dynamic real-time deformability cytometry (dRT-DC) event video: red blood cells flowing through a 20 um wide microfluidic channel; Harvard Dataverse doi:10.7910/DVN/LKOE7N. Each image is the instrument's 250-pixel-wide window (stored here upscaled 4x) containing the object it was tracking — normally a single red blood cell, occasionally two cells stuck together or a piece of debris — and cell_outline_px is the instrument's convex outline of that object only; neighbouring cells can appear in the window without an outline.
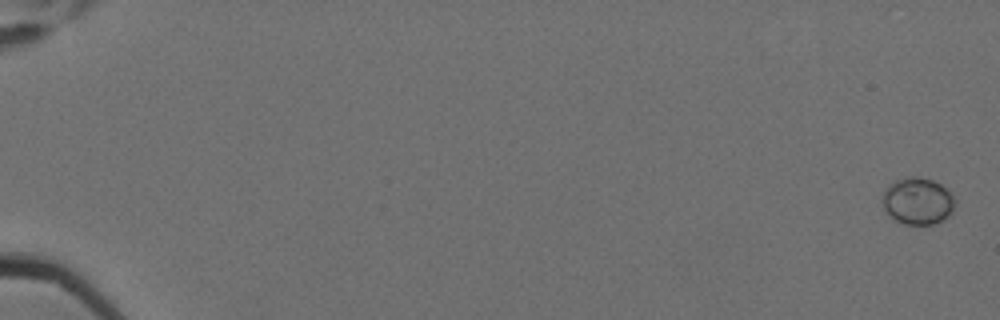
{"species": "Egyptian fruit bat (a non-hibernating species)", "species_latin": "Rousettus aegyptiacus", "temperature_condition": "cold", "stored_images_in_passage": 8, "camera_frame_rate_fps": 3000, "um_per_image_px": 0.085, "animal": {"sex": "female"}, "frame": {"image": 1, "passage_image": 1, "time_ms": 0.0, "image_size_px": [1000, 320], "cell_outline_px": [[956, 204], [952, 212], [944, 220], [936, 224], [904, 224], [892, 220], [884, 212], [880, 200], [880, 196], [888, 184], [904, 176], [916, 176], [932, 180], [940, 184], [956, 200]], "centroid_in_image_um": [77.93, 17.1], "position_along_channel_um": 7.1, "area_um2": 20.46}}
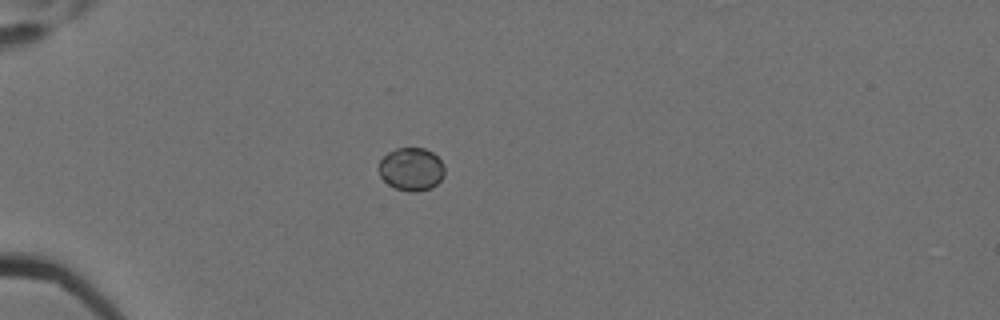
{"frame": {"image": 2, "passage_image": 6, "time_ms": 1.667, "image_size_px": [1000, 320], "cell_outline_px": [[444, 176], [432, 188], [416, 192], [408, 192], [396, 188], [388, 184], [380, 176], [380, 160], [388, 152], [396, 148], [424, 148], [432, 152], [440, 160], [444, 168]], "centroid_in_image_um": [34.97, 14.38], "position_along_channel_um": 50.0, "area_um2": 16.42}}
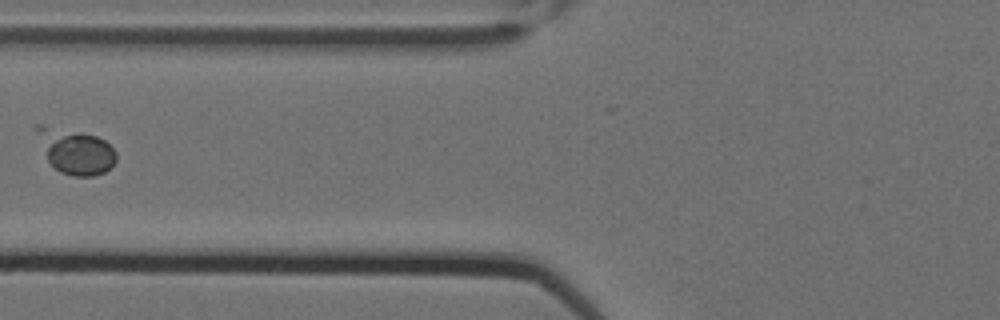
{"frame": {"image": 3, "passage_image": 8, "time_ms": 2.333, "image_size_px": [1000, 320], "cell_outline_px": [[116, 160], [104, 172], [92, 176], [72, 176], [60, 172], [48, 160], [48, 148], [52, 136], [96, 136], [104, 140], [116, 152]], "centroid_in_image_um": [6.86, 13.19], "position_along_channel_um": 118.9, "area_um2": 16.42}}